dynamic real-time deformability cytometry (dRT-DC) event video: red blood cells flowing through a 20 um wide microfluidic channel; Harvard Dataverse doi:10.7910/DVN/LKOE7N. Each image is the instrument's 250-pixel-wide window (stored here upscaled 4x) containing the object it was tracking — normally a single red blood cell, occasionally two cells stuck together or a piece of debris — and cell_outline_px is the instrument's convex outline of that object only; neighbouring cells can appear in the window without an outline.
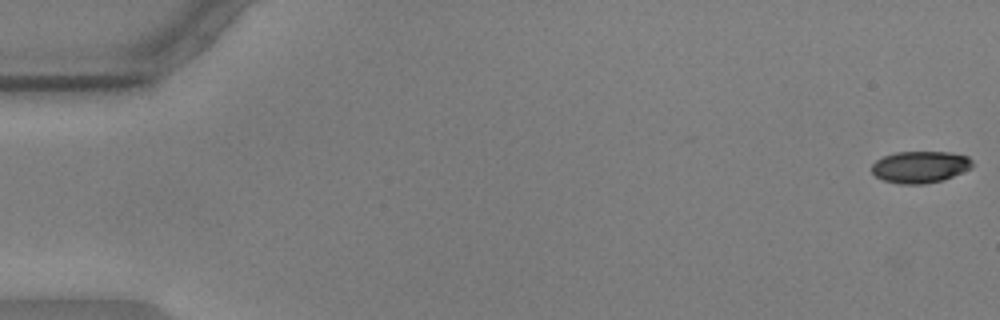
{"species": "common noctule bat (a hibernating species)", "species_latin": "Nyctalus noctula", "temperature_condition": "warm", "stored_images_in_passage": 57, "camera_frame_rate_fps": 3000, "um_per_image_px": 0.085, "animal": {"sex": "male", "body_mass_g": 17.9, "forearm_length_mm": 54.2}, "frame": {"image": 1, "passage_image": 1, "time_ms": 0.0, "image_size_px": [1000, 320], "cell_outline_px": [[972, 168], [952, 176], [940, 180], [924, 184], [900, 184], [884, 180], [876, 176], [872, 172], [872, 164], [876, 160], [884, 156], [896, 152], [948, 152], [968, 156], [972, 160]], "centroid_in_image_um": [78.2, 14.18], "position_along_channel_um": 6.8, "area_um2": 18.5}}
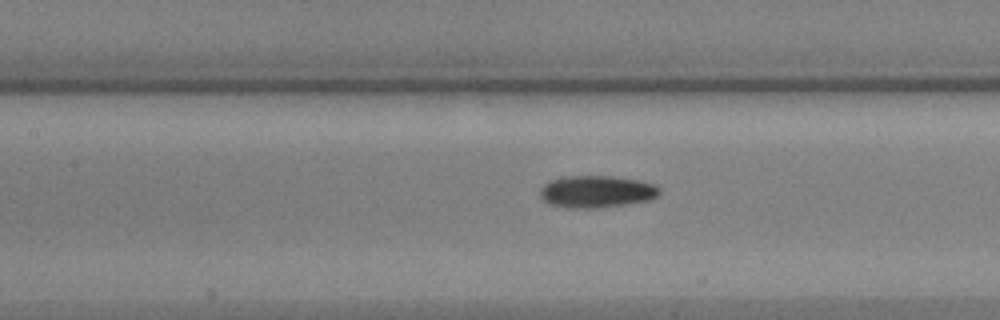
{"frame": {"image": 2, "passage_image": 26, "time_ms": 8.333, "image_size_px": [1000, 320], "cell_outline_px": [[660, 192], [656, 196], [648, 200], [628, 204], [600, 208], [568, 208], [548, 204], [540, 196], [540, 188], [548, 180], [564, 176], [612, 176], [640, 180], [656, 184], [660, 188]], "centroid_in_image_um": [50.69, 16.28], "position_along_channel_um": 156.7, "area_um2": 22.66}}
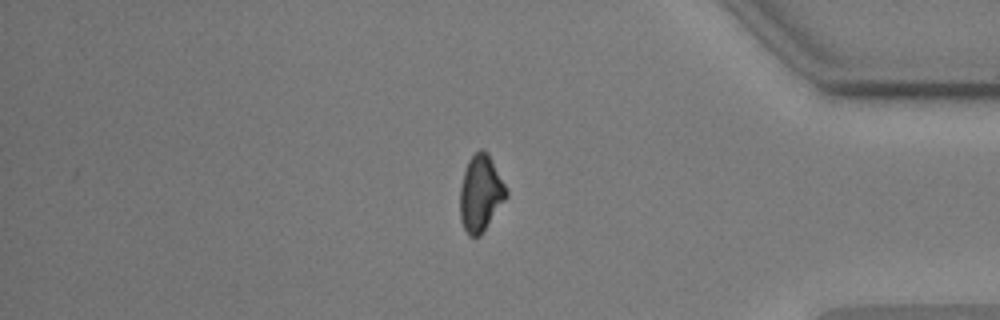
{"frame": {"image": 3, "passage_image": 48, "time_ms": 15.667, "image_size_px": [1000, 320], "cell_outline_px": [[508, 196], [484, 232], [480, 236], [468, 236], [460, 220], [460, 188], [464, 172], [468, 160], [480, 148], [488, 152], [508, 192]], "centroid_in_image_um": [40.85, 16.46], "position_along_channel_um": 394.4, "area_um2": 20.63}, "authors_computed_cell_mechanics": {"area_um2": 20.4612, "velocity_mm_per_s": 3.5894, "shape_relaxation_time_tau1_ms": 3.3716, "shape_relaxation_time_tau2_ms": null, "deformation_change_tau1": 0.1156, "deformation_change_tau2": null}}